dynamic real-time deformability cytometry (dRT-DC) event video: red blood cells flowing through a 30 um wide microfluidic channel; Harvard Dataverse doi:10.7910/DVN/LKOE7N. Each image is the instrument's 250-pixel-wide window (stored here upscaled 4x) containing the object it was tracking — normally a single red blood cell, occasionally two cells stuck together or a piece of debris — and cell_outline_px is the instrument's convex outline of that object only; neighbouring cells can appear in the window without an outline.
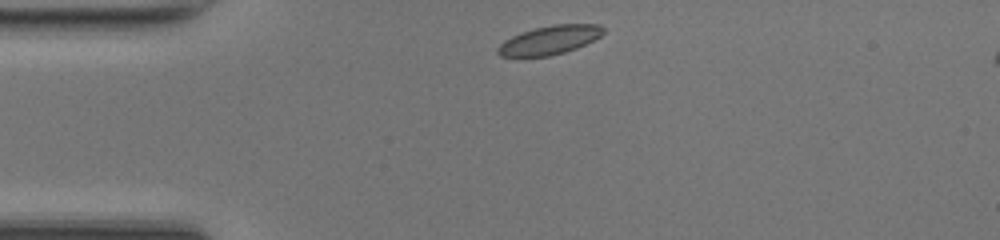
{"species": "common noctule bat (a hibernating species)", "species_latin": "Nyctalus noctula", "temperature_condition": "room temperature", "stored_images_in_passage": 39, "camera_frame_rate_fps": 3000, "um_per_image_px": 0.085, "animal": {"sex": "female", "body_mass_g": 17.0, "forearm_length_mm": 48.0}, "frame": {"image": 1, "passage_image": 1, "time_ms": 0.0, "image_size_px": [1000, 240], "cell_outline_px": [[604, 32], [600, 36], [576, 48], [564, 52], [548, 56], [500, 56], [496, 52], [496, 48], [504, 40], [520, 32], [552, 24], [600, 24], [604, 28]], "centroid_in_image_um": [46.69, 3.39], "position_along_channel_um": 38.3, "area_um2": 17.57}}
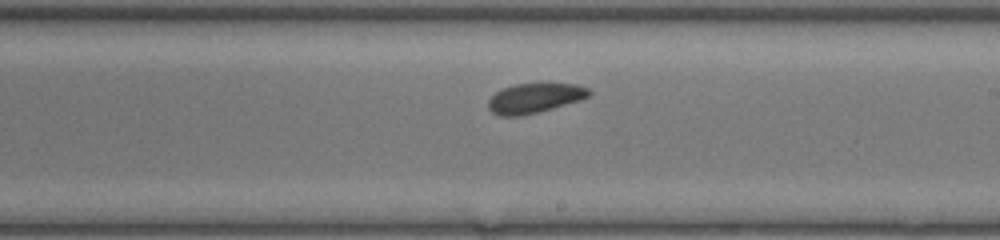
{"frame": {"image": 2, "passage_image": 18, "time_ms": 5.667, "image_size_px": [1000, 240], "cell_outline_px": [[592, 92], [588, 96], [580, 100], [552, 108], [520, 116], [500, 116], [492, 112], [488, 108], [488, 100], [496, 92], [504, 88], [516, 84], [576, 84], [588, 88]], "centroid_in_image_um": [45.43, 8.34], "position_along_channel_um": 243.6, "area_um2": 17.17}}
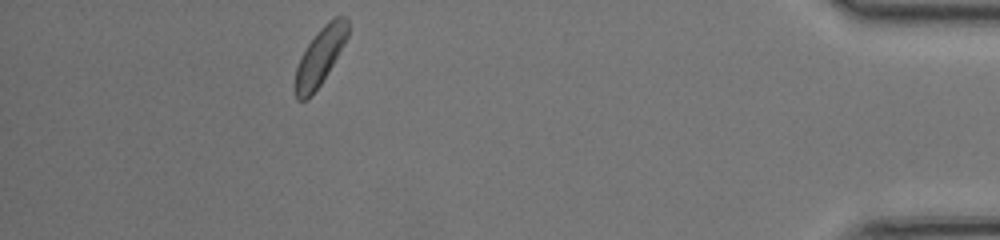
{"frame": {"image": 3, "passage_image": 34, "time_ms": 11.0, "image_size_px": [1000, 240], "cell_outline_px": [[348, 36], [344, 44], [320, 84], [308, 100], [296, 100], [296, 68], [300, 56], [316, 32], [328, 20], [336, 16], [348, 16]], "centroid_in_image_um": [27.21, 4.76], "position_along_channel_um": 408.0, "area_um2": 17.34}, "authors_computed_cell_mechanics": {"area_um2": 17.5712, "velocity_mm_per_s": 4.2002, "shape_relaxation_time_tau1_ms": 2.3689, "shape_relaxation_time_tau2_ms": 4.7305, "deformation_change_tau1": 0.0906, "deformation_change_tau2": 0.1224}}